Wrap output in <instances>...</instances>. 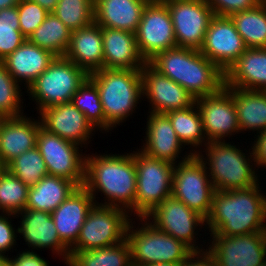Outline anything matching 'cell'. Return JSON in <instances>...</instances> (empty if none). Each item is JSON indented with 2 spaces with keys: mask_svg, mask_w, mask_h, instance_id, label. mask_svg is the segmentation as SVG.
<instances>
[{
  "mask_svg": "<svg viewBox=\"0 0 266 266\" xmlns=\"http://www.w3.org/2000/svg\"><path fill=\"white\" fill-rule=\"evenodd\" d=\"M8 266H49V263L40 257L35 250L25 249L12 258L8 257Z\"/></svg>",
  "mask_w": 266,
  "mask_h": 266,
  "instance_id": "obj_44",
  "label": "cell"
},
{
  "mask_svg": "<svg viewBox=\"0 0 266 266\" xmlns=\"http://www.w3.org/2000/svg\"><path fill=\"white\" fill-rule=\"evenodd\" d=\"M36 146L49 175L68 179L77 187L84 185L86 154L80 149L83 147L48 132L42 126L37 134Z\"/></svg>",
  "mask_w": 266,
  "mask_h": 266,
  "instance_id": "obj_12",
  "label": "cell"
},
{
  "mask_svg": "<svg viewBox=\"0 0 266 266\" xmlns=\"http://www.w3.org/2000/svg\"><path fill=\"white\" fill-rule=\"evenodd\" d=\"M233 96L240 132L266 130V91L225 87Z\"/></svg>",
  "mask_w": 266,
  "mask_h": 266,
  "instance_id": "obj_29",
  "label": "cell"
},
{
  "mask_svg": "<svg viewBox=\"0 0 266 266\" xmlns=\"http://www.w3.org/2000/svg\"><path fill=\"white\" fill-rule=\"evenodd\" d=\"M89 74L65 56L56 57L49 67L28 86L30 100H35L37 113L58 104L71 102Z\"/></svg>",
  "mask_w": 266,
  "mask_h": 266,
  "instance_id": "obj_7",
  "label": "cell"
},
{
  "mask_svg": "<svg viewBox=\"0 0 266 266\" xmlns=\"http://www.w3.org/2000/svg\"><path fill=\"white\" fill-rule=\"evenodd\" d=\"M130 219L124 209L94 204L70 251L98 249L122 242Z\"/></svg>",
  "mask_w": 266,
  "mask_h": 266,
  "instance_id": "obj_9",
  "label": "cell"
},
{
  "mask_svg": "<svg viewBox=\"0 0 266 266\" xmlns=\"http://www.w3.org/2000/svg\"><path fill=\"white\" fill-rule=\"evenodd\" d=\"M76 188L72 181L48 174L29 187L25 209L52 213Z\"/></svg>",
  "mask_w": 266,
  "mask_h": 266,
  "instance_id": "obj_30",
  "label": "cell"
},
{
  "mask_svg": "<svg viewBox=\"0 0 266 266\" xmlns=\"http://www.w3.org/2000/svg\"><path fill=\"white\" fill-rule=\"evenodd\" d=\"M165 3L173 23L177 46L199 50L214 16L211 7L205 0H175Z\"/></svg>",
  "mask_w": 266,
  "mask_h": 266,
  "instance_id": "obj_15",
  "label": "cell"
},
{
  "mask_svg": "<svg viewBox=\"0 0 266 266\" xmlns=\"http://www.w3.org/2000/svg\"><path fill=\"white\" fill-rule=\"evenodd\" d=\"M26 39L20 31L17 6L0 10V62Z\"/></svg>",
  "mask_w": 266,
  "mask_h": 266,
  "instance_id": "obj_40",
  "label": "cell"
},
{
  "mask_svg": "<svg viewBox=\"0 0 266 266\" xmlns=\"http://www.w3.org/2000/svg\"><path fill=\"white\" fill-rule=\"evenodd\" d=\"M65 57L88 74L103 69L102 27L94 22L85 28L72 31Z\"/></svg>",
  "mask_w": 266,
  "mask_h": 266,
  "instance_id": "obj_28",
  "label": "cell"
},
{
  "mask_svg": "<svg viewBox=\"0 0 266 266\" xmlns=\"http://www.w3.org/2000/svg\"><path fill=\"white\" fill-rule=\"evenodd\" d=\"M141 78L142 100L145 98L149 102V112L166 114L187 108L195 102L186 89L158 72L148 62L141 69Z\"/></svg>",
  "mask_w": 266,
  "mask_h": 266,
  "instance_id": "obj_18",
  "label": "cell"
},
{
  "mask_svg": "<svg viewBox=\"0 0 266 266\" xmlns=\"http://www.w3.org/2000/svg\"><path fill=\"white\" fill-rule=\"evenodd\" d=\"M214 192L207 168L198 155L175 165L171 196L205 219L210 214Z\"/></svg>",
  "mask_w": 266,
  "mask_h": 266,
  "instance_id": "obj_10",
  "label": "cell"
},
{
  "mask_svg": "<svg viewBox=\"0 0 266 266\" xmlns=\"http://www.w3.org/2000/svg\"><path fill=\"white\" fill-rule=\"evenodd\" d=\"M180 266H218L214 256L206 249L194 251Z\"/></svg>",
  "mask_w": 266,
  "mask_h": 266,
  "instance_id": "obj_46",
  "label": "cell"
},
{
  "mask_svg": "<svg viewBox=\"0 0 266 266\" xmlns=\"http://www.w3.org/2000/svg\"><path fill=\"white\" fill-rule=\"evenodd\" d=\"M20 220L18 233L23 236L29 250L50 249L66 264L70 257V249L60 240L51 213L46 211L23 210L16 214ZM30 247L32 249H30Z\"/></svg>",
  "mask_w": 266,
  "mask_h": 266,
  "instance_id": "obj_20",
  "label": "cell"
},
{
  "mask_svg": "<svg viewBox=\"0 0 266 266\" xmlns=\"http://www.w3.org/2000/svg\"><path fill=\"white\" fill-rule=\"evenodd\" d=\"M88 78L97 86L105 122L113 130L132 117L136 108L139 109L137 104L142 101L141 70L99 69L89 73Z\"/></svg>",
  "mask_w": 266,
  "mask_h": 266,
  "instance_id": "obj_5",
  "label": "cell"
},
{
  "mask_svg": "<svg viewBox=\"0 0 266 266\" xmlns=\"http://www.w3.org/2000/svg\"><path fill=\"white\" fill-rule=\"evenodd\" d=\"M55 58L56 56L51 52L34 45L26 39L1 63L20 85L24 84L26 90Z\"/></svg>",
  "mask_w": 266,
  "mask_h": 266,
  "instance_id": "obj_25",
  "label": "cell"
},
{
  "mask_svg": "<svg viewBox=\"0 0 266 266\" xmlns=\"http://www.w3.org/2000/svg\"><path fill=\"white\" fill-rule=\"evenodd\" d=\"M144 218L155 228L184 242L193 251L205 250V246L203 248L197 240L198 230L205 228L206 231V219L172 196L154 207Z\"/></svg>",
  "mask_w": 266,
  "mask_h": 266,
  "instance_id": "obj_11",
  "label": "cell"
},
{
  "mask_svg": "<svg viewBox=\"0 0 266 266\" xmlns=\"http://www.w3.org/2000/svg\"><path fill=\"white\" fill-rule=\"evenodd\" d=\"M6 169L31 187L48 175V169L37 146L15 157Z\"/></svg>",
  "mask_w": 266,
  "mask_h": 266,
  "instance_id": "obj_36",
  "label": "cell"
},
{
  "mask_svg": "<svg viewBox=\"0 0 266 266\" xmlns=\"http://www.w3.org/2000/svg\"><path fill=\"white\" fill-rule=\"evenodd\" d=\"M0 266H8V253L7 255L0 254Z\"/></svg>",
  "mask_w": 266,
  "mask_h": 266,
  "instance_id": "obj_49",
  "label": "cell"
},
{
  "mask_svg": "<svg viewBox=\"0 0 266 266\" xmlns=\"http://www.w3.org/2000/svg\"><path fill=\"white\" fill-rule=\"evenodd\" d=\"M133 219L139 221L137 227ZM126 240L130 246L132 266L181 263L194 252L184 242L155 228L144 217L130 219L126 229Z\"/></svg>",
  "mask_w": 266,
  "mask_h": 266,
  "instance_id": "obj_6",
  "label": "cell"
},
{
  "mask_svg": "<svg viewBox=\"0 0 266 266\" xmlns=\"http://www.w3.org/2000/svg\"><path fill=\"white\" fill-rule=\"evenodd\" d=\"M203 148L197 155L205 164L215 191L247 189L259 183L261 176L255 170L251 149L244 153L231 141H211Z\"/></svg>",
  "mask_w": 266,
  "mask_h": 266,
  "instance_id": "obj_4",
  "label": "cell"
},
{
  "mask_svg": "<svg viewBox=\"0 0 266 266\" xmlns=\"http://www.w3.org/2000/svg\"><path fill=\"white\" fill-rule=\"evenodd\" d=\"M135 35L139 52L146 62L158 53L177 47L173 23L165 2L150 0L147 3Z\"/></svg>",
  "mask_w": 266,
  "mask_h": 266,
  "instance_id": "obj_13",
  "label": "cell"
},
{
  "mask_svg": "<svg viewBox=\"0 0 266 266\" xmlns=\"http://www.w3.org/2000/svg\"><path fill=\"white\" fill-rule=\"evenodd\" d=\"M83 187L94 198L95 204L124 209L135 217L136 167L133 152L86 154ZM100 192L105 202L97 201Z\"/></svg>",
  "mask_w": 266,
  "mask_h": 266,
  "instance_id": "obj_1",
  "label": "cell"
},
{
  "mask_svg": "<svg viewBox=\"0 0 266 266\" xmlns=\"http://www.w3.org/2000/svg\"><path fill=\"white\" fill-rule=\"evenodd\" d=\"M148 63L195 99L216 94L225 86V73L197 49L177 46L156 54Z\"/></svg>",
  "mask_w": 266,
  "mask_h": 266,
  "instance_id": "obj_3",
  "label": "cell"
},
{
  "mask_svg": "<svg viewBox=\"0 0 266 266\" xmlns=\"http://www.w3.org/2000/svg\"><path fill=\"white\" fill-rule=\"evenodd\" d=\"M20 0H0V10L17 6Z\"/></svg>",
  "mask_w": 266,
  "mask_h": 266,
  "instance_id": "obj_48",
  "label": "cell"
},
{
  "mask_svg": "<svg viewBox=\"0 0 266 266\" xmlns=\"http://www.w3.org/2000/svg\"><path fill=\"white\" fill-rule=\"evenodd\" d=\"M159 1H162V2H169V1H175V0H159Z\"/></svg>",
  "mask_w": 266,
  "mask_h": 266,
  "instance_id": "obj_52",
  "label": "cell"
},
{
  "mask_svg": "<svg viewBox=\"0 0 266 266\" xmlns=\"http://www.w3.org/2000/svg\"><path fill=\"white\" fill-rule=\"evenodd\" d=\"M71 31L94 23V0H58L52 12Z\"/></svg>",
  "mask_w": 266,
  "mask_h": 266,
  "instance_id": "obj_37",
  "label": "cell"
},
{
  "mask_svg": "<svg viewBox=\"0 0 266 266\" xmlns=\"http://www.w3.org/2000/svg\"><path fill=\"white\" fill-rule=\"evenodd\" d=\"M103 69L141 70L146 61L139 52L135 33L102 27Z\"/></svg>",
  "mask_w": 266,
  "mask_h": 266,
  "instance_id": "obj_24",
  "label": "cell"
},
{
  "mask_svg": "<svg viewBox=\"0 0 266 266\" xmlns=\"http://www.w3.org/2000/svg\"><path fill=\"white\" fill-rule=\"evenodd\" d=\"M195 104L209 142L225 141L226 137L241 133L233 96L225 87L216 94L195 99Z\"/></svg>",
  "mask_w": 266,
  "mask_h": 266,
  "instance_id": "obj_17",
  "label": "cell"
},
{
  "mask_svg": "<svg viewBox=\"0 0 266 266\" xmlns=\"http://www.w3.org/2000/svg\"><path fill=\"white\" fill-rule=\"evenodd\" d=\"M246 49L230 16L214 15L199 51L225 73Z\"/></svg>",
  "mask_w": 266,
  "mask_h": 266,
  "instance_id": "obj_16",
  "label": "cell"
},
{
  "mask_svg": "<svg viewBox=\"0 0 266 266\" xmlns=\"http://www.w3.org/2000/svg\"><path fill=\"white\" fill-rule=\"evenodd\" d=\"M148 113L145 143L143 141V146L139 147V150L152 158L168 161L174 165L189 159L192 156L189 151L181 156L185 147L176 135L170 119L165 114Z\"/></svg>",
  "mask_w": 266,
  "mask_h": 266,
  "instance_id": "obj_21",
  "label": "cell"
},
{
  "mask_svg": "<svg viewBox=\"0 0 266 266\" xmlns=\"http://www.w3.org/2000/svg\"><path fill=\"white\" fill-rule=\"evenodd\" d=\"M29 186L7 169L0 176V212L18 214L25 210Z\"/></svg>",
  "mask_w": 266,
  "mask_h": 266,
  "instance_id": "obj_38",
  "label": "cell"
},
{
  "mask_svg": "<svg viewBox=\"0 0 266 266\" xmlns=\"http://www.w3.org/2000/svg\"><path fill=\"white\" fill-rule=\"evenodd\" d=\"M133 157L136 167V217L146 216L163 200L171 197L175 165L146 155L136 149Z\"/></svg>",
  "mask_w": 266,
  "mask_h": 266,
  "instance_id": "obj_8",
  "label": "cell"
},
{
  "mask_svg": "<svg viewBox=\"0 0 266 266\" xmlns=\"http://www.w3.org/2000/svg\"><path fill=\"white\" fill-rule=\"evenodd\" d=\"M214 15L231 16L234 13L250 10L264 0H205Z\"/></svg>",
  "mask_w": 266,
  "mask_h": 266,
  "instance_id": "obj_42",
  "label": "cell"
},
{
  "mask_svg": "<svg viewBox=\"0 0 266 266\" xmlns=\"http://www.w3.org/2000/svg\"><path fill=\"white\" fill-rule=\"evenodd\" d=\"M6 170V165L0 159V176Z\"/></svg>",
  "mask_w": 266,
  "mask_h": 266,
  "instance_id": "obj_51",
  "label": "cell"
},
{
  "mask_svg": "<svg viewBox=\"0 0 266 266\" xmlns=\"http://www.w3.org/2000/svg\"><path fill=\"white\" fill-rule=\"evenodd\" d=\"M247 48H266V1L230 16Z\"/></svg>",
  "mask_w": 266,
  "mask_h": 266,
  "instance_id": "obj_34",
  "label": "cell"
},
{
  "mask_svg": "<svg viewBox=\"0 0 266 266\" xmlns=\"http://www.w3.org/2000/svg\"><path fill=\"white\" fill-rule=\"evenodd\" d=\"M17 10L19 13L20 31L27 39L44 22L49 13L39 4L30 0H20Z\"/></svg>",
  "mask_w": 266,
  "mask_h": 266,
  "instance_id": "obj_41",
  "label": "cell"
},
{
  "mask_svg": "<svg viewBox=\"0 0 266 266\" xmlns=\"http://www.w3.org/2000/svg\"><path fill=\"white\" fill-rule=\"evenodd\" d=\"M260 185L261 182L247 189L215 191L206 218L210 232L207 235L230 237L266 232V195Z\"/></svg>",
  "mask_w": 266,
  "mask_h": 266,
  "instance_id": "obj_2",
  "label": "cell"
},
{
  "mask_svg": "<svg viewBox=\"0 0 266 266\" xmlns=\"http://www.w3.org/2000/svg\"><path fill=\"white\" fill-rule=\"evenodd\" d=\"M146 266H180V263H154L151 265H146Z\"/></svg>",
  "mask_w": 266,
  "mask_h": 266,
  "instance_id": "obj_50",
  "label": "cell"
},
{
  "mask_svg": "<svg viewBox=\"0 0 266 266\" xmlns=\"http://www.w3.org/2000/svg\"><path fill=\"white\" fill-rule=\"evenodd\" d=\"M256 134L254 137L256 139H253L254 142L251 143V149L256 170L261 168L260 170L263 171L266 169V130Z\"/></svg>",
  "mask_w": 266,
  "mask_h": 266,
  "instance_id": "obj_45",
  "label": "cell"
},
{
  "mask_svg": "<svg viewBox=\"0 0 266 266\" xmlns=\"http://www.w3.org/2000/svg\"><path fill=\"white\" fill-rule=\"evenodd\" d=\"M266 91V48H247L225 72V86Z\"/></svg>",
  "mask_w": 266,
  "mask_h": 266,
  "instance_id": "obj_26",
  "label": "cell"
},
{
  "mask_svg": "<svg viewBox=\"0 0 266 266\" xmlns=\"http://www.w3.org/2000/svg\"><path fill=\"white\" fill-rule=\"evenodd\" d=\"M165 115L170 119L181 143L185 147L187 145L188 148H191L189 151L192 155L199 154L202 147L209 141L206 138L201 115L195 102L187 108L172 110Z\"/></svg>",
  "mask_w": 266,
  "mask_h": 266,
  "instance_id": "obj_31",
  "label": "cell"
},
{
  "mask_svg": "<svg viewBox=\"0 0 266 266\" xmlns=\"http://www.w3.org/2000/svg\"><path fill=\"white\" fill-rule=\"evenodd\" d=\"M38 114L45 130L81 147L87 148L97 131L72 102L47 107Z\"/></svg>",
  "mask_w": 266,
  "mask_h": 266,
  "instance_id": "obj_19",
  "label": "cell"
},
{
  "mask_svg": "<svg viewBox=\"0 0 266 266\" xmlns=\"http://www.w3.org/2000/svg\"><path fill=\"white\" fill-rule=\"evenodd\" d=\"M42 124L40 118H3L0 123V159L7 165L15 157L34 148Z\"/></svg>",
  "mask_w": 266,
  "mask_h": 266,
  "instance_id": "obj_23",
  "label": "cell"
},
{
  "mask_svg": "<svg viewBox=\"0 0 266 266\" xmlns=\"http://www.w3.org/2000/svg\"><path fill=\"white\" fill-rule=\"evenodd\" d=\"M208 238L206 247L210 245L206 249L218 266H261L266 262V232Z\"/></svg>",
  "mask_w": 266,
  "mask_h": 266,
  "instance_id": "obj_14",
  "label": "cell"
},
{
  "mask_svg": "<svg viewBox=\"0 0 266 266\" xmlns=\"http://www.w3.org/2000/svg\"><path fill=\"white\" fill-rule=\"evenodd\" d=\"M71 34L72 31L51 12L28 37V40L56 57H60L65 56L68 50Z\"/></svg>",
  "mask_w": 266,
  "mask_h": 266,
  "instance_id": "obj_33",
  "label": "cell"
},
{
  "mask_svg": "<svg viewBox=\"0 0 266 266\" xmlns=\"http://www.w3.org/2000/svg\"><path fill=\"white\" fill-rule=\"evenodd\" d=\"M150 0H94V22L103 28L137 31Z\"/></svg>",
  "mask_w": 266,
  "mask_h": 266,
  "instance_id": "obj_27",
  "label": "cell"
},
{
  "mask_svg": "<svg viewBox=\"0 0 266 266\" xmlns=\"http://www.w3.org/2000/svg\"><path fill=\"white\" fill-rule=\"evenodd\" d=\"M30 1L39 4L49 13L54 11L58 2V0H30Z\"/></svg>",
  "mask_w": 266,
  "mask_h": 266,
  "instance_id": "obj_47",
  "label": "cell"
},
{
  "mask_svg": "<svg viewBox=\"0 0 266 266\" xmlns=\"http://www.w3.org/2000/svg\"><path fill=\"white\" fill-rule=\"evenodd\" d=\"M71 102L86 116L87 120L97 131L106 133L113 130L105 122L99 91L89 78L78 88Z\"/></svg>",
  "mask_w": 266,
  "mask_h": 266,
  "instance_id": "obj_35",
  "label": "cell"
},
{
  "mask_svg": "<svg viewBox=\"0 0 266 266\" xmlns=\"http://www.w3.org/2000/svg\"><path fill=\"white\" fill-rule=\"evenodd\" d=\"M67 266H132L126 238L115 245L84 251H70Z\"/></svg>",
  "mask_w": 266,
  "mask_h": 266,
  "instance_id": "obj_32",
  "label": "cell"
},
{
  "mask_svg": "<svg viewBox=\"0 0 266 266\" xmlns=\"http://www.w3.org/2000/svg\"><path fill=\"white\" fill-rule=\"evenodd\" d=\"M12 218H17L16 214L0 212V254L3 255L17 245L18 228L12 224Z\"/></svg>",
  "mask_w": 266,
  "mask_h": 266,
  "instance_id": "obj_43",
  "label": "cell"
},
{
  "mask_svg": "<svg viewBox=\"0 0 266 266\" xmlns=\"http://www.w3.org/2000/svg\"><path fill=\"white\" fill-rule=\"evenodd\" d=\"M94 204V198L81 186L51 213L60 240L69 249L76 243L80 229Z\"/></svg>",
  "mask_w": 266,
  "mask_h": 266,
  "instance_id": "obj_22",
  "label": "cell"
},
{
  "mask_svg": "<svg viewBox=\"0 0 266 266\" xmlns=\"http://www.w3.org/2000/svg\"><path fill=\"white\" fill-rule=\"evenodd\" d=\"M23 92L19 83L0 62V116L14 118L26 115L23 110Z\"/></svg>",
  "mask_w": 266,
  "mask_h": 266,
  "instance_id": "obj_39",
  "label": "cell"
}]
</instances>
